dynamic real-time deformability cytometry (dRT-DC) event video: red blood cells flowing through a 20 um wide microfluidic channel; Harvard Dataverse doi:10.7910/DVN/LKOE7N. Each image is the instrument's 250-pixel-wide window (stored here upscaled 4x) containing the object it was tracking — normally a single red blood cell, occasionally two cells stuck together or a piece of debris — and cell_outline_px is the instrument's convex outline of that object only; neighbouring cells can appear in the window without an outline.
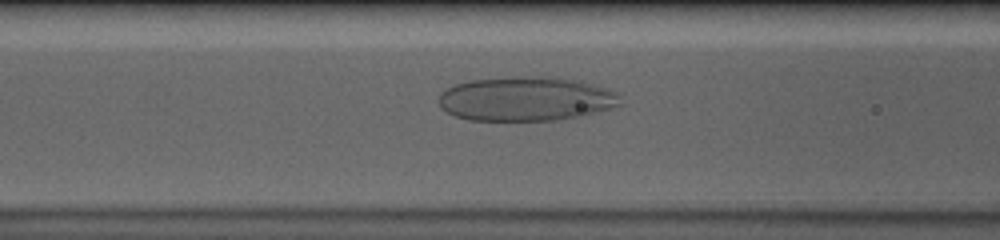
{"species": "human", "species_latin": "Homo sapiens", "temperature_condition": "cold", "stored_images_in_passage": 45, "camera_frame_rate_fps": 3000, "um_per_image_px": 0.085, "donor": {"sex": "male"}, "frame": {"image": 1, "passage_image": 12, "time_ms": 3.667, "image_size_px": [1000, 240], "cell_outline_px": [[620, 104], [608, 108], [576, 116], [556, 120], [468, 120], [456, 116], [448, 112], [440, 104], [440, 96], [448, 88], [456, 84], [468, 80], [516, 76], [544, 76], [576, 80], [592, 84], [616, 92]], "centroid_in_image_um": [44.67, 8.39], "position_along_channel_um": 121.9, "area_um2": 46.07}}
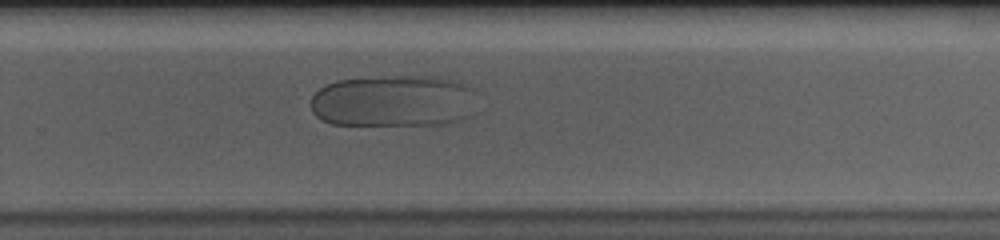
{"frame": {"image": 2, "passage_image": 27, "time_ms": 8.667, "image_size_px": [1000, 240], "cell_outline_px": [[472, 88], [460, 116], [456, 120], [448, 124], [332, 124], [320, 120], [312, 112], [312, 96], [320, 88], [336, 80], [404, 76], [440, 76], [460, 80]], "centroid_in_image_um": [33.28, 8.56], "position_along_channel_um": 296.5, "area_um2": 48.84}}
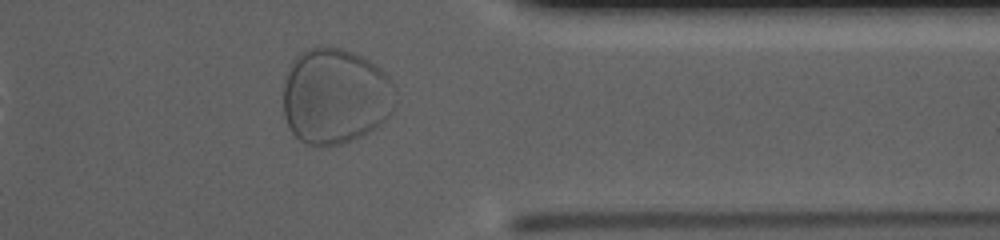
{"frame": {"image": 3, "passage_image": 35, "time_ms": 11.333, "image_size_px": [1000, 240], "cell_outline_px": [[392, 112], [376, 128], [352, 140], [340, 144], [308, 144], [300, 140], [288, 128], [284, 116], [284, 84], [288, 72], [296, 56], [308, 48], [340, 48], [352, 52], [368, 60], [380, 68], [388, 76], [392, 84]], "centroid_in_image_um": [28.47, 8.18], "position_along_channel_um": 382.9, "area_um2": 61.67}}